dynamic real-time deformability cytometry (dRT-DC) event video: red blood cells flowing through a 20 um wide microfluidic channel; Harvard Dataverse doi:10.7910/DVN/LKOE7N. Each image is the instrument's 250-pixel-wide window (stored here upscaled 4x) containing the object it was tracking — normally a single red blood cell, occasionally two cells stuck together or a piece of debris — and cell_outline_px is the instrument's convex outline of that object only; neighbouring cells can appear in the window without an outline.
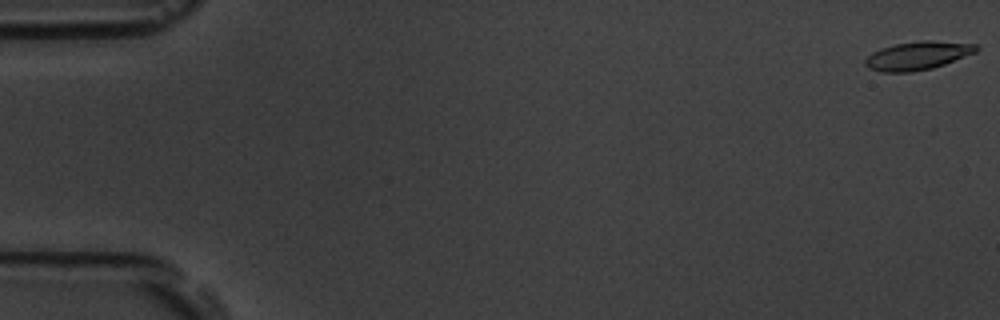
{"species": "common noctule bat (a hibernating species)", "species_latin": "Nyctalus noctula", "temperature_condition": "room temperature", "stored_images_in_passage": 55, "camera_frame_rate_fps": 3000, "um_per_image_px": 0.085, "animal": {"sex": "male", "body_mass_g": 19.5, "forearm_length_mm": 54.6}, "frame": {"image": 1, "passage_image": 1, "time_ms": 0.0, "image_size_px": [1000, 320], "cell_outline_px": [[980, 48], [976, 52], [944, 64], [932, 68], [912, 72], [880, 72], [868, 68], [864, 64], [864, 60], [872, 52], [896, 44], [920, 40], [928, 40], [976, 44]], "centroid_in_image_um": [77.99, 4.73], "position_along_channel_um": 7.0, "area_um2": 18.26}}
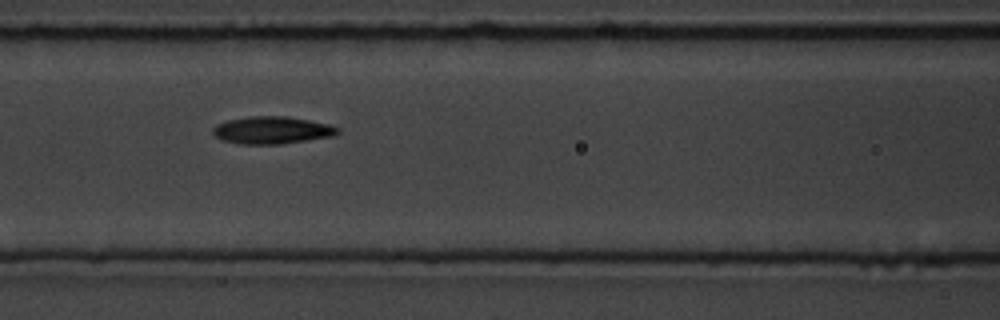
{"frame": {"image": 2, "passage_image": 24, "time_ms": 7.667, "image_size_px": [1000, 320], "cell_outline_px": [[340, 132], [336, 136], [280, 144], [240, 144], [220, 140], [212, 132], [212, 128], [216, 124], [228, 120], [252, 116], [288, 116], [328, 124], [340, 128]], "centroid_in_image_um": [23.13, 11.07], "position_along_channel_um": 143.5, "area_um2": 20.06}}
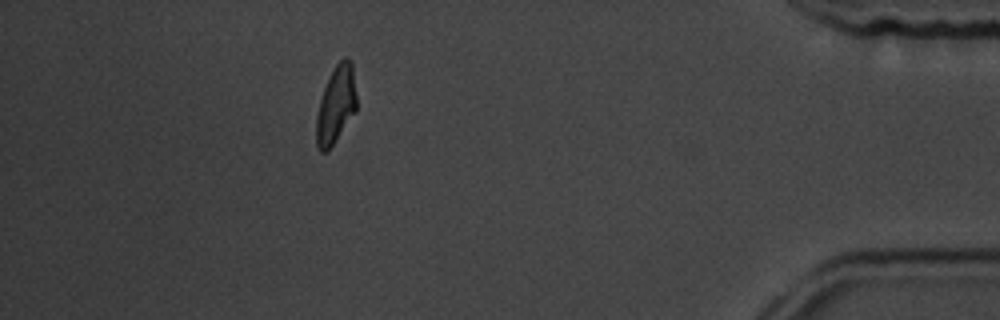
{"frame": {"image": 3, "passage_image": 49, "time_ms": 16.0, "image_size_px": [1000, 320], "cell_outline_px": [[356, 112], [328, 152], [320, 152], [316, 144], [316, 116], [320, 100], [328, 76], [336, 64], [344, 56], [352, 60], [356, 96]], "centroid_in_image_um": [28.56, 8.91], "position_along_channel_um": 406.6, "area_um2": 18.44}, "authors_computed_cell_mechanics": {"area_um2": 18.5538, "velocity_mm_per_s": 3.7715, "shape_relaxation_time_tau1_ms": 3.9684, "shape_relaxation_time_tau2_ms": 3.0757, "deformation_change_tau1": 0.1506, "deformation_change_tau2": 0.1043}}